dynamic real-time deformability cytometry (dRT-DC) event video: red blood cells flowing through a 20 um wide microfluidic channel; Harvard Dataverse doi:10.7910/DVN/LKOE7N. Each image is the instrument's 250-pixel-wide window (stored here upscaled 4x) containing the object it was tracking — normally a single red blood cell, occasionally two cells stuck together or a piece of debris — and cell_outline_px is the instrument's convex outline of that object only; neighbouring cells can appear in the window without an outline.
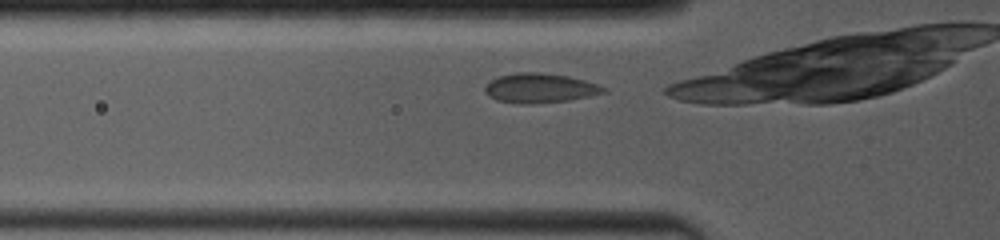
{"species": "common noctule bat (a hibernating species)", "species_latin": "Nyctalus noctula", "temperature_condition": "room temperature", "stored_images_in_passage": 11, "camera_frame_rate_fps": 4000, "um_per_image_px": 0.085, "animal": {"sex": "female", "body_mass_g": 19.0, "forearm_length_mm": 53.3}, "frame": {"image": 1, "passage_image": 2, "time_ms": 0.25, "image_size_px": [1000, 240], "cell_outline_px": [[608, 92], [568, 100], [532, 104], [520, 104], [496, 100], [488, 96], [484, 92], [484, 88], [492, 80], [500, 76], [516, 72], [540, 72], [568, 76], [584, 80], [608, 88]], "centroid_in_image_um": [45.89, 7.49], "position_along_channel_um": 79.9, "area_um2": 20.4}}